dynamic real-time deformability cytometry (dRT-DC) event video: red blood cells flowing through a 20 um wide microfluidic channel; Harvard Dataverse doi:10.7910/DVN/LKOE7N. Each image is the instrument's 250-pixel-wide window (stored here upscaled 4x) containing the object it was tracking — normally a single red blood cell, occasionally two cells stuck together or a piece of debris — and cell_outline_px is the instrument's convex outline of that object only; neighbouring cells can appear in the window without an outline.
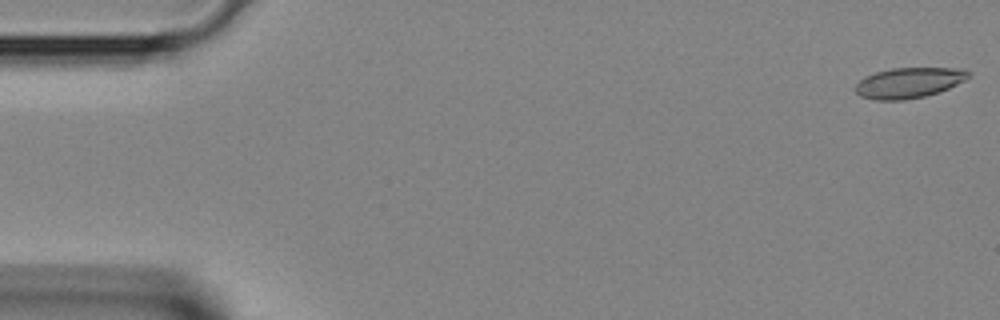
{"species": "Egyptian fruit bat (a non-hibernating species)", "species_latin": "Rousettus aegyptiacus", "temperature_condition": "room temperature", "stored_images_in_passage": 3, "camera_frame_rate_fps": 3000, "um_per_image_px": 0.085, "animal": {"sex": "female"}, "frame": {"image": 1, "passage_image": 1, "time_ms": 0.0, "image_size_px": [1000, 320], "cell_outline_px": [[972, 72], [964, 80], [940, 92], [924, 96], [904, 100], [876, 100], [860, 96], [852, 88], [864, 76], [876, 72], [892, 68], [956, 68]], "centroid_in_image_um": [77.2, 7.04], "position_along_channel_um": 7.8, "area_um2": 20.06}}
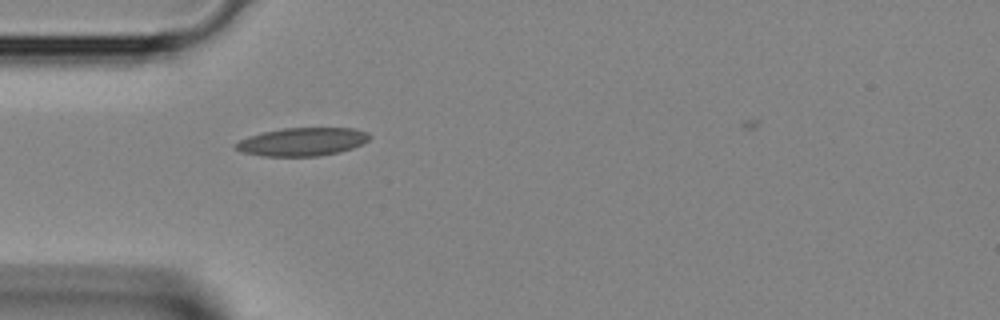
{"frame": {"image": 2, "passage_image": 3, "time_ms": 0.667, "image_size_px": [1000, 320], "cell_outline_px": [[372, 136], [368, 140], [352, 148], [340, 152], [320, 156], [260, 156], [240, 152], [232, 148], [232, 144], [248, 136], [264, 132], [284, 128], [356, 128], [368, 132]], "centroid_in_image_um": [25.65, 12.05], "position_along_channel_um": 59.3, "area_um2": 22.25}}